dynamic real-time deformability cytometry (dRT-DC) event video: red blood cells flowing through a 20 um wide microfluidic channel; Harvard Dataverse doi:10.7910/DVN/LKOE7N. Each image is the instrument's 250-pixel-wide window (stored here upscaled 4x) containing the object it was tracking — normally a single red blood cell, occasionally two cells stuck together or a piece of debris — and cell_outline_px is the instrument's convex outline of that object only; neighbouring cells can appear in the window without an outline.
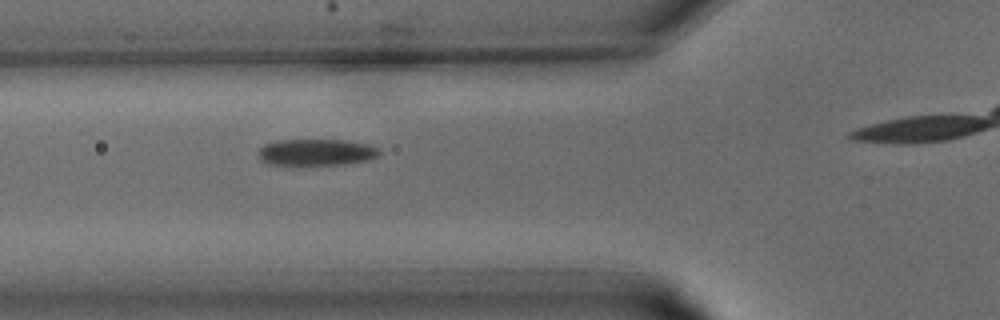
{"species": "common noctule bat (a hibernating species)", "species_latin": "Nyctalus noctula", "temperature_condition": "warm", "stored_images_in_passage": 9, "camera_frame_rate_fps": 3000, "um_per_image_px": 0.085, "animal": {"sex": "male", "body_mass_g": 15.6}, "frame": {"image": 1, "passage_image": 6, "time_ms": 1.667, "image_size_px": [1000, 320], "cell_outline_px": [[380, 152], [376, 156], [368, 160], [344, 164], [300, 168], [268, 164], [260, 160], [256, 152], [264, 144], [276, 140], [344, 140], [368, 144], [376, 148]], "centroid_in_image_um": [26.77, 12.99], "position_along_channel_um": 99.0, "area_um2": 19.65}}
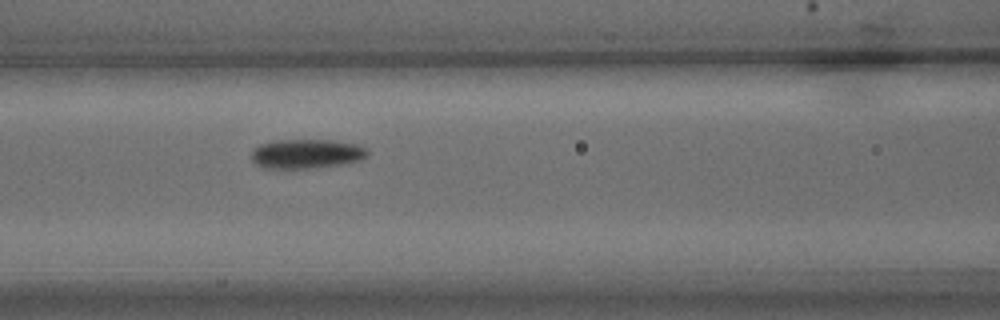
{"frame": {"image": 2, "passage_image": 8, "time_ms": 2.333, "image_size_px": [1000, 320], "cell_outline_px": [[368, 156], [360, 160], [348, 164], [316, 168], [264, 168], [256, 164], [252, 160], [252, 148], [260, 144], [276, 140], [332, 140], [356, 144], [368, 148]], "centroid_in_image_um": [26.08, 13.08], "position_along_channel_um": 140.5, "area_um2": 20.17}}